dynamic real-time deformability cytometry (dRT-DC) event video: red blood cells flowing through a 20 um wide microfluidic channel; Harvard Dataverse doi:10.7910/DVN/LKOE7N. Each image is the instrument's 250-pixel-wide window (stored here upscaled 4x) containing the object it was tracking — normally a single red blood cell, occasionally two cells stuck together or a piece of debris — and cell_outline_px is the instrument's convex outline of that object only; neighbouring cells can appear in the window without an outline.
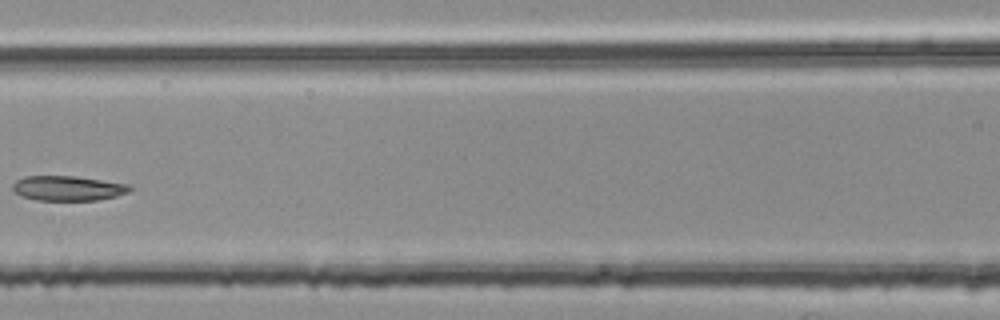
{"species": "common noctule bat (a hibernating species)", "species_latin": "Nyctalus noctula", "temperature_condition": "room temperature", "stored_images_in_passage": 4, "camera_frame_rate_fps": 3000, "um_per_image_px": 0.085, "animal": {"sex": "female", "body_mass_g": 25.1}, "frame": {"image": 1, "passage_image": 4, "time_ms": 1.0, "image_size_px": [1000, 320], "cell_outline_px": [[132, 188], [128, 192], [116, 196], [100, 200], [36, 200], [20, 196], [12, 188], [12, 184], [16, 180], [24, 176], [76, 176], [132, 184]], "centroid_in_image_um": [5.79, 15.99], "position_along_channel_um": 160.8, "area_um2": 17.17}}